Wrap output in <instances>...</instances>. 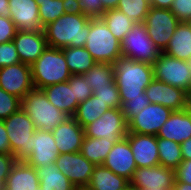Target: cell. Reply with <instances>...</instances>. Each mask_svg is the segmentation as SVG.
Wrapping results in <instances>:
<instances>
[{"instance_id": "obj_21", "label": "cell", "mask_w": 191, "mask_h": 190, "mask_svg": "<svg viewBox=\"0 0 191 190\" xmlns=\"http://www.w3.org/2000/svg\"><path fill=\"white\" fill-rule=\"evenodd\" d=\"M51 132L58 147L59 154L80 151L85 132L84 128L73 117H69Z\"/></svg>"}, {"instance_id": "obj_5", "label": "cell", "mask_w": 191, "mask_h": 190, "mask_svg": "<svg viewBox=\"0 0 191 190\" xmlns=\"http://www.w3.org/2000/svg\"><path fill=\"white\" fill-rule=\"evenodd\" d=\"M84 47L96 63H114L122 56L121 41L114 37L101 18H91Z\"/></svg>"}, {"instance_id": "obj_38", "label": "cell", "mask_w": 191, "mask_h": 190, "mask_svg": "<svg viewBox=\"0 0 191 190\" xmlns=\"http://www.w3.org/2000/svg\"><path fill=\"white\" fill-rule=\"evenodd\" d=\"M68 83L70 87H73L74 99H77L78 103L85 101L93 95V90L83 75H71Z\"/></svg>"}, {"instance_id": "obj_23", "label": "cell", "mask_w": 191, "mask_h": 190, "mask_svg": "<svg viewBox=\"0 0 191 190\" xmlns=\"http://www.w3.org/2000/svg\"><path fill=\"white\" fill-rule=\"evenodd\" d=\"M4 185L5 190H38L40 180L34 167L25 161H16Z\"/></svg>"}, {"instance_id": "obj_12", "label": "cell", "mask_w": 191, "mask_h": 190, "mask_svg": "<svg viewBox=\"0 0 191 190\" xmlns=\"http://www.w3.org/2000/svg\"><path fill=\"white\" fill-rule=\"evenodd\" d=\"M0 88L22 100L34 88L31 66L20 62L1 67Z\"/></svg>"}, {"instance_id": "obj_48", "label": "cell", "mask_w": 191, "mask_h": 190, "mask_svg": "<svg viewBox=\"0 0 191 190\" xmlns=\"http://www.w3.org/2000/svg\"><path fill=\"white\" fill-rule=\"evenodd\" d=\"M174 0H150L151 7L171 9Z\"/></svg>"}, {"instance_id": "obj_46", "label": "cell", "mask_w": 191, "mask_h": 190, "mask_svg": "<svg viewBox=\"0 0 191 190\" xmlns=\"http://www.w3.org/2000/svg\"><path fill=\"white\" fill-rule=\"evenodd\" d=\"M0 153L12 154L8 134L3 121H0Z\"/></svg>"}, {"instance_id": "obj_34", "label": "cell", "mask_w": 191, "mask_h": 190, "mask_svg": "<svg viewBox=\"0 0 191 190\" xmlns=\"http://www.w3.org/2000/svg\"><path fill=\"white\" fill-rule=\"evenodd\" d=\"M92 88L107 87L114 81V70L112 63H95L86 73L83 74Z\"/></svg>"}, {"instance_id": "obj_13", "label": "cell", "mask_w": 191, "mask_h": 190, "mask_svg": "<svg viewBox=\"0 0 191 190\" xmlns=\"http://www.w3.org/2000/svg\"><path fill=\"white\" fill-rule=\"evenodd\" d=\"M172 112L165 106L150 103L128 123V132L157 136Z\"/></svg>"}, {"instance_id": "obj_20", "label": "cell", "mask_w": 191, "mask_h": 190, "mask_svg": "<svg viewBox=\"0 0 191 190\" xmlns=\"http://www.w3.org/2000/svg\"><path fill=\"white\" fill-rule=\"evenodd\" d=\"M13 41L22 63L32 65L48 47L44 31L23 32L18 30Z\"/></svg>"}, {"instance_id": "obj_9", "label": "cell", "mask_w": 191, "mask_h": 190, "mask_svg": "<svg viewBox=\"0 0 191 190\" xmlns=\"http://www.w3.org/2000/svg\"><path fill=\"white\" fill-rule=\"evenodd\" d=\"M85 136L90 138H107L117 143L126 138L128 123L121 108H110L100 118L84 128Z\"/></svg>"}, {"instance_id": "obj_50", "label": "cell", "mask_w": 191, "mask_h": 190, "mask_svg": "<svg viewBox=\"0 0 191 190\" xmlns=\"http://www.w3.org/2000/svg\"><path fill=\"white\" fill-rule=\"evenodd\" d=\"M118 2L119 0H101L102 7L105 11L117 8Z\"/></svg>"}, {"instance_id": "obj_35", "label": "cell", "mask_w": 191, "mask_h": 190, "mask_svg": "<svg viewBox=\"0 0 191 190\" xmlns=\"http://www.w3.org/2000/svg\"><path fill=\"white\" fill-rule=\"evenodd\" d=\"M150 8V0H119L117 5L135 23H144Z\"/></svg>"}, {"instance_id": "obj_47", "label": "cell", "mask_w": 191, "mask_h": 190, "mask_svg": "<svg viewBox=\"0 0 191 190\" xmlns=\"http://www.w3.org/2000/svg\"><path fill=\"white\" fill-rule=\"evenodd\" d=\"M182 159H191V137L181 143Z\"/></svg>"}, {"instance_id": "obj_29", "label": "cell", "mask_w": 191, "mask_h": 190, "mask_svg": "<svg viewBox=\"0 0 191 190\" xmlns=\"http://www.w3.org/2000/svg\"><path fill=\"white\" fill-rule=\"evenodd\" d=\"M109 109L106 103L98 100L93 94L78 104L76 112L72 117L85 128L88 124L100 118Z\"/></svg>"}, {"instance_id": "obj_36", "label": "cell", "mask_w": 191, "mask_h": 190, "mask_svg": "<svg viewBox=\"0 0 191 190\" xmlns=\"http://www.w3.org/2000/svg\"><path fill=\"white\" fill-rule=\"evenodd\" d=\"M93 94L103 103H106L109 108H121L119 89L116 86L115 80L107 84V87L93 88Z\"/></svg>"}, {"instance_id": "obj_51", "label": "cell", "mask_w": 191, "mask_h": 190, "mask_svg": "<svg viewBox=\"0 0 191 190\" xmlns=\"http://www.w3.org/2000/svg\"><path fill=\"white\" fill-rule=\"evenodd\" d=\"M172 190H191V184L184 182H174Z\"/></svg>"}, {"instance_id": "obj_14", "label": "cell", "mask_w": 191, "mask_h": 190, "mask_svg": "<svg viewBox=\"0 0 191 190\" xmlns=\"http://www.w3.org/2000/svg\"><path fill=\"white\" fill-rule=\"evenodd\" d=\"M175 182V170L161 165L137 168L129 181V185L137 190L167 189L172 190Z\"/></svg>"}, {"instance_id": "obj_42", "label": "cell", "mask_w": 191, "mask_h": 190, "mask_svg": "<svg viewBox=\"0 0 191 190\" xmlns=\"http://www.w3.org/2000/svg\"><path fill=\"white\" fill-rule=\"evenodd\" d=\"M170 10L180 22L191 21V0H174Z\"/></svg>"}, {"instance_id": "obj_26", "label": "cell", "mask_w": 191, "mask_h": 190, "mask_svg": "<svg viewBox=\"0 0 191 190\" xmlns=\"http://www.w3.org/2000/svg\"><path fill=\"white\" fill-rule=\"evenodd\" d=\"M129 186V180L123 176L116 175L103 165L94 167L90 183L86 190H124Z\"/></svg>"}, {"instance_id": "obj_25", "label": "cell", "mask_w": 191, "mask_h": 190, "mask_svg": "<svg viewBox=\"0 0 191 190\" xmlns=\"http://www.w3.org/2000/svg\"><path fill=\"white\" fill-rule=\"evenodd\" d=\"M163 52L179 60L191 59V25L189 22H179Z\"/></svg>"}, {"instance_id": "obj_57", "label": "cell", "mask_w": 191, "mask_h": 190, "mask_svg": "<svg viewBox=\"0 0 191 190\" xmlns=\"http://www.w3.org/2000/svg\"><path fill=\"white\" fill-rule=\"evenodd\" d=\"M189 105L191 106V94L189 95Z\"/></svg>"}, {"instance_id": "obj_37", "label": "cell", "mask_w": 191, "mask_h": 190, "mask_svg": "<svg viewBox=\"0 0 191 190\" xmlns=\"http://www.w3.org/2000/svg\"><path fill=\"white\" fill-rule=\"evenodd\" d=\"M21 108V99L0 88V121L9 118Z\"/></svg>"}, {"instance_id": "obj_18", "label": "cell", "mask_w": 191, "mask_h": 190, "mask_svg": "<svg viewBox=\"0 0 191 190\" xmlns=\"http://www.w3.org/2000/svg\"><path fill=\"white\" fill-rule=\"evenodd\" d=\"M126 138L129 141L137 168L160 165L157 136L128 132Z\"/></svg>"}, {"instance_id": "obj_31", "label": "cell", "mask_w": 191, "mask_h": 190, "mask_svg": "<svg viewBox=\"0 0 191 190\" xmlns=\"http://www.w3.org/2000/svg\"><path fill=\"white\" fill-rule=\"evenodd\" d=\"M100 18L119 41L124 38L135 24L132 19L117 8L106 10Z\"/></svg>"}, {"instance_id": "obj_7", "label": "cell", "mask_w": 191, "mask_h": 190, "mask_svg": "<svg viewBox=\"0 0 191 190\" xmlns=\"http://www.w3.org/2000/svg\"><path fill=\"white\" fill-rule=\"evenodd\" d=\"M122 57L153 65L161 51L150 39L144 23H135L121 40Z\"/></svg>"}, {"instance_id": "obj_22", "label": "cell", "mask_w": 191, "mask_h": 190, "mask_svg": "<svg viewBox=\"0 0 191 190\" xmlns=\"http://www.w3.org/2000/svg\"><path fill=\"white\" fill-rule=\"evenodd\" d=\"M157 137L175 141L179 144L191 137V114L188 108L173 111L161 127Z\"/></svg>"}, {"instance_id": "obj_56", "label": "cell", "mask_w": 191, "mask_h": 190, "mask_svg": "<svg viewBox=\"0 0 191 190\" xmlns=\"http://www.w3.org/2000/svg\"><path fill=\"white\" fill-rule=\"evenodd\" d=\"M188 64H189V68H190V71H191V59L188 60Z\"/></svg>"}, {"instance_id": "obj_15", "label": "cell", "mask_w": 191, "mask_h": 190, "mask_svg": "<svg viewBox=\"0 0 191 190\" xmlns=\"http://www.w3.org/2000/svg\"><path fill=\"white\" fill-rule=\"evenodd\" d=\"M144 93L150 103L165 106L172 111L183 110L189 105V95L180 88L153 79Z\"/></svg>"}, {"instance_id": "obj_10", "label": "cell", "mask_w": 191, "mask_h": 190, "mask_svg": "<svg viewBox=\"0 0 191 190\" xmlns=\"http://www.w3.org/2000/svg\"><path fill=\"white\" fill-rule=\"evenodd\" d=\"M179 20L170 9L151 7L144 25L155 46L163 52L169 44Z\"/></svg>"}, {"instance_id": "obj_24", "label": "cell", "mask_w": 191, "mask_h": 190, "mask_svg": "<svg viewBox=\"0 0 191 190\" xmlns=\"http://www.w3.org/2000/svg\"><path fill=\"white\" fill-rule=\"evenodd\" d=\"M42 90L56 108L70 117L74 115L79 103L74 99L73 87H70L68 81L47 86Z\"/></svg>"}, {"instance_id": "obj_30", "label": "cell", "mask_w": 191, "mask_h": 190, "mask_svg": "<svg viewBox=\"0 0 191 190\" xmlns=\"http://www.w3.org/2000/svg\"><path fill=\"white\" fill-rule=\"evenodd\" d=\"M62 51L72 75H83L96 63L85 47H64Z\"/></svg>"}, {"instance_id": "obj_8", "label": "cell", "mask_w": 191, "mask_h": 190, "mask_svg": "<svg viewBox=\"0 0 191 190\" xmlns=\"http://www.w3.org/2000/svg\"><path fill=\"white\" fill-rule=\"evenodd\" d=\"M154 79L191 94V71L188 61L161 52L153 64Z\"/></svg>"}, {"instance_id": "obj_19", "label": "cell", "mask_w": 191, "mask_h": 190, "mask_svg": "<svg viewBox=\"0 0 191 190\" xmlns=\"http://www.w3.org/2000/svg\"><path fill=\"white\" fill-rule=\"evenodd\" d=\"M102 165L130 181L137 165L127 138L114 144Z\"/></svg>"}, {"instance_id": "obj_1", "label": "cell", "mask_w": 191, "mask_h": 190, "mask_svg": "<svg viewBox=\"0 0 191 190\" xmlns=\"http://www.w3.org/2000/svg\"><path fill=\"white\" fill-rule=\"evenodd\" d=\"M90 17L71 7L64 15L43 27L47 45L64 47H84L89 34Z\"/></svg>"}, {"instance_id": "obj_45", "label": "cell", "mask_w": 191, "mask_h": 190, "mask_svg": "<svg viewBox=\"0 0 191 190\" xmlns=\"http://www.w3.org/2000/svg\"><path fill=\"white\" fill-rule=\"evenodd\" d=\"M17 159L12 154L0 153V179L5 182Z\"/></svg>"}, {"instance_id": "obj_49", "label": "cell", "mask_w": 191, "mask_h": 190, "mask_svg": "<svg viewBox=\"0 0 191 190\" xmlns=\"http://www.w3.org/2000/svg\"><path fill=\"white\" fill-rule=\"evenodd\" d=\"M0 16L10 18L9 0H0Z\"/></svg>"}, {"instance_id": "obj_52", "label": "cell", "mask_w": 191, "mask_h": 190, "mask_svg": "<svg viewBox=\"0 0 191 190\" xmlns=\"http://www.w3.org/2000/svg\"><path fill=\"white\" fill-rule=\"evenodd\" d=\"M66 2L71 6L74 7L76 5V3L78 2V0H66Z\"/></svg>"}, {"instance_id": "obj_39", "label": "cell", "mask_w": 191, "mask_h": 190, "mask_svg": "<svg viewBox=\"0 0 191 190\" xmlns=\"http://www.w3.org/2000/svg\"><path fill=\"white\" fill-rule=\"evenodd\" d=\"M150 104L149 98L145 93L141 97L130 98L122 104V112L125 115L126 122L129 123L143 108Z\"/></svg>"}, {"instance_id": "obj_41", "label": "cell", "mask_w": 191, "mask_h": 190, "mask_svg": "<svg viewBox=\"0 0 191 190\" xmlns=\"http://www.w3.org/2000/svg\"><path fill=\"white\" fill-rule=\"evenodd\" d=\"M14 41L0 44V68L20 63Z\"/></svg>"}, {"instance_id": "obj_6", "label": "cell", "mask_w": 191, "mask_h": 190, "mask_svg": "<svg viewBox=\"0 0 191 190\" xmlns=\"http://www.w3.org/2000/svg\"><path fill=\"white\" fill-rule=\"evenodd\" d=\"M9 138L12 155L24 161L32 153V134L35 132L31 118L20 108L3 120Z\"/></svg>"}, {"instance_id": "obj_54", "label": "cell", "mask_w": 191, "mask_h": 190, "mask_svg": "<svg viewBox=\"0 0 191 190\" xmlns=\"http://www.w3.org/2000/svg\"><path fill=\"white\" fill-rule=\"evenodd\" d=\"M124 190H137V189L129 185Z\"/></svg>"}, {"instance_id": "obj_44", "label": "cell", "mask_w": 191, "mask_h": 190, "mask_svg": "<svg viewBox=\"0 0 191 190\" xmlns=\"http://www.w3.org/2000/svg\"><path fill=\"white\" fill-rule=\"evenodd\" d=\"M175 182L191 184V159L183 160L175 170Z\"/></svg>"}, {"instance_id": "obj_17", "label": "cell", "mask_w": 191, "mask_h": 190, "mask_svg": "<svg viewBox=\"0 0 191 190\" xmlns=\"http://www.w3.org/2000/svg\"><path fill=\"white\" fill-rule=\"evenodd\" d=\"M10 19L17 30L37 32L43 30L39 19V6L35 0H9Z\"/></svg>"}, {"instance_id": "obj_32", "label": "cell", "mask_w": 191, "mask_h": 190, "mask_svg": "<svg viewBox=\"0 0 191 190\" xmlns=\"http://www.w3.org/2000/svg\"><path fill=\"white\" fill-rule=\"evenodd\" d=\"M159 163L161 166L176 170L183 161L181 144L157 137Z\"/></svg>"}, {"instance_id": "obj_3", "label": "cell", "mask_w": 191, "mask_h": 190, "mask_svg": "<svg viewBox=\"0 0 191 190\" xmlns=\"http://www.w3.org/2000/svg\"><path fill=\"white\" fill-rule=\"evenodd\" d=\"M31 74L33 86L37 89L66 82L72 75L62 49L49 46L31 65Z\"/></svg>"}, {"instance_id": "obj_28", "label": "cell", "mask_w": 191, "mask_h": 190, "mask_svg": "<svg viewBox=\"0 0 191 190\" xmlns=\"http://www.w3.org/2000/svg\"><path fill=\"white\" fill-rule=\"evenodd\" d=\"M114 144L105 137L90 138L85 136L79 152L95 166L102 165Z\"/></svg>"}, {"instance_id": "obj_11", "label": "cell", "mask_w": 191, "mask_h": 190, "mask_svg": "<svg viewBox=\"0 0 191 190\" xmlns=\"http://www.w3.org/2000/svg\"><path fill=\"white\" fill-rule=\"evenodd\" d=\"M55 164L78 190L88 186L95 167L80 152L58 154Z\"/></svg>"}, {"instance_id": "obj_2", "label": "cell", "mask_w": 191, "mask_h": 190, "mask_svg": "<svg viewBox=\"0 0 191 190\" xmlns=\"http://www.w3.org/2000/svg\"><path fill=\"white\" fill-rule=\"evenodd\" d=\"M113 70L121 104L130 98L141 97L154 79L153 65L122 56L113 63Z\"/></svg>"}, {"instance_id": "obj_43", "label": "cell", "mask_w": 191, "mask_h": 190, "mask_svg": "<svg viewBox=\"0 0 191 190\" xmlns=\"http://www.w3.org/2000/svg\"><path fill=\"white\" fill-rule=\"evenodd\" d=\"M17 31L10 18L0 16V44L12 41Z\"/></svg>"}, {"instance_id": "obj_27", "label": "cell", "mask_w": 191, "mask_h": 190, "mask_svg": "<svg viewBox=\"0 0 191 190\" xmlns=\"http://www.w3.org/2000/svg\"><path fill=\"white\" fill-rule=\"evenodd\" d=\"M40 180L41 190H78L71 181L57 169L55 163L35 168Z\"/></svg>"}, {"instance_id": "obj_55", "label": "cell", "mask_w": 191, "mask_h": 190, "mask_svg": "<svg viewBox=\"0 0 191 190\" xmlns=\"http://www.w3.org/2000/svg\"><path fill=\"white\" fill-rule=\"evenodd\" d=\"M145 190H167V189H161V188H155V189H145Z\"/></svg>"}, {"instance_id": "obj_16", "label": "cell", "mask_w": 191, "mask_h": 190, "mask_svg": "<svg viewBox=\"0 0 191 190\" xmlns=\"http://www.w3.org/2000/svg\"><path fill=\"white\" fill-rule=\"evenodd\" d=\"M32 153L24 160L29 166L41 168L45 163H55L59 154L51 131L35 130L32 134Z\"/></svg>"}, {"instance_id": "obj_40", "label": "cell", "mask_w": 191, "mask_h": 190, "mask_svg": "<svg viewBox=\"0 0 191 190\" xmlns=\"http://www.w3.org/2000/svg\"><path fill=\"white\" fill-rule=\"evenodd\" d=\"M73 8L78 9L90 18H100L105 12L101 0H78Z\"/></svg>"}, {"instance_id": "obj_58", "label": "cell", "mask_w": 191, "mask_h": 190, "mask_svg": "<svg viewBox=\"0 0 191 190\" xmlns=\"http://www.w3.org/2000/svg\"><path fill=\"white\" fill-rule=\"evenodd\" d=\"M188 110H189V112H190V114H191V106L190 105H188Z\"/></svg>"}, {"instance_id": "obj_33", "label": "cell", "mask_w": 191, "mask_h": 190, "mask_svg": "<svg viewBox=\"0 0 191 190\" xmlns=\"http://www.w3.org/2000/svg\"><path fill=\"white\" fill-rule=\"evenodd\" d=\"M36 3L39 6V19L42 28L64 15L71 8L66 0H46L36 1Z\"/></svg>"}, {"instance_id": "obj_53", "label": "cell", "mask_w": 191, "mask_h": 190, "mask_svg": "<svg viewBox=\"0 0 191 190\" xmlns=\"http://www.w3.org/2000/svg\"><path fill=\"white\" fill-rule=\"evenodd\" d=\"M0 190H5L4 182L0 179Z\"/></svg>"}, {"instance_id": "obj_4", "label": "cell", "mask_w": 191, "mask_h": 190, "mask_svg": "<svg viewBox=\"0 0 191 190\" xmlns=\"http://www.w3.org/2000/svg\"><path fill=\"white\" fill-rule=\"evenodd\" d=\"M21 108L31 118L36 130L52 131L70 117L51 104L44 91L37 88L25 95Z\"/></svg>"}]
</instances>
